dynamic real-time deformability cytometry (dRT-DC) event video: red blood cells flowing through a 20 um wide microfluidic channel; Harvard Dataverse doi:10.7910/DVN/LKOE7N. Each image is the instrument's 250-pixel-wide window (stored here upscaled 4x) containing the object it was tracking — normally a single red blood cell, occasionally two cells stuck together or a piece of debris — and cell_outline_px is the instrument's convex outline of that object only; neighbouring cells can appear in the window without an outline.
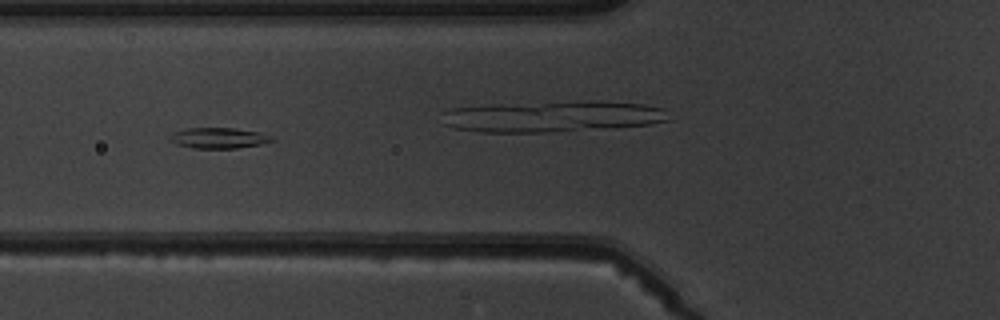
{"species": "common noctule bat (a hibernating species)", "species_latin": "Nyctalus noctula", "temperature_condition": "warm", "stored_images_in_passage": 10, "camera_frame_rate_fps": 3000, "um_per_image_px": 0.085, "animal": {"sex": "male", "body_mass_g": 19.5, "forearm_length_mm": 54.6}, "frame": {"image": 1, "passage_image": 5, "time_ms": 4.333, "image_size_px": [1000, 320], "cell_outline_px": [[276, 140], [260, 144], [236, 148], [192, 148], [176, 144], [168, 140], [168, 136], [172, 132], [188, 128], [232, 128], [260, 132]], "centroid_in_image_um": [18.51, 11.73], "position_along_channel_um": 107.3, "area_um2": 12.25}}